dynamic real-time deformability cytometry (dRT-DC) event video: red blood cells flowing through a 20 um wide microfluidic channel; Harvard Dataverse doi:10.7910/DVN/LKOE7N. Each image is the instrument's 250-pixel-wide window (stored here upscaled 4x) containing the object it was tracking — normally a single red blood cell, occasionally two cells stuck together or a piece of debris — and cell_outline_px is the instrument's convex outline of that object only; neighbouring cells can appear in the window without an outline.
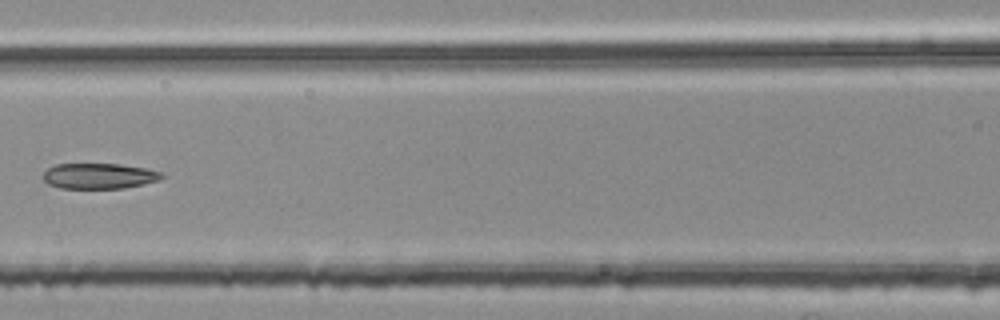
{"species": "common noctule bat (a hibernating species)", "species_latin": "Nyctalus noctula", "temperature_condition": "room temperature", "stored_images_in_passage": 5, "segment_of_instrument_passage": [2, 2], "camera_frame_rate_fps": 3000, "um_per_image_px": 0.085, "animal": {"sex": "female", "body_mass_g": 25.1}, "frame": {"image": 1, "passage_image": 5, "time_ms": 1.333, "image_size_px": [1000, 320], "cell_outline_px": [[164, 176], [160, 180], [124, 188], [60, 188], [48, 184], [44, 180], [44, 172], [48, 168], [56, 164], [120, 164], [144, 168], [164, 172]], "centroid_in_image_um": [8.44, 14.96], "position_along_channel_um": 158.2, "area_um2": 17.63}}